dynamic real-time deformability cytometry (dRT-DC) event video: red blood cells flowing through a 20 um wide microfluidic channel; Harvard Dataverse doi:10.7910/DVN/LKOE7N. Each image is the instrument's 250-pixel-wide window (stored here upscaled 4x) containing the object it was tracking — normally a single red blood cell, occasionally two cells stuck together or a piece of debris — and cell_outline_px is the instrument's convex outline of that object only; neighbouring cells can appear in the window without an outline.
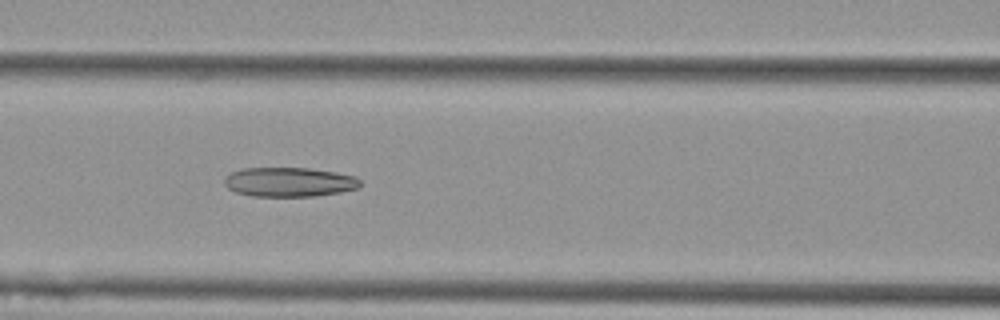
{"species": "Egyptian fruit bat (a non-hibernating species)", "species_latin": "Rousettus aegyptiacus", "temperature_condition": "cold", "stored_images_in_passage": 14, "camera_frame_rate_fps": 3000, "um_per_image_px": 0.085, "animal": {"sex": "female"}, "frame": {"image": 1, "passage_image": 7, "time_ms": 2.0, "image_size_px": [1000, 320], "cell_outline_px": [[360, 188], [340, 192], [312, 196], [252, 196], [236, 192], [228, 188], [224, 184], [224, 176], [240, 168], [308, 168], [336, 172], [352, 176], [360, 180]], "centroid_in_image_um": [24.55, 15.47], "position_along_channel_um": 142.1, "area_um2": 23.24}}
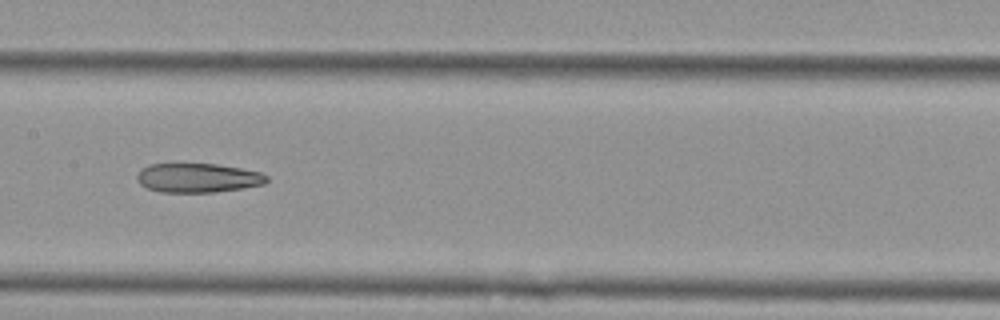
{"frame": {"image": 2, "passage_image": 8, "time_ms": 2.333, "image_size_px": [1000, 320], "cell_outline_px": [[268, 180], [264, 184], [244, 188], [216, 192], [160, 192], [148, 188], [140, 184], [136, 180], [136, 176], [140, 168], [148, 164], [216, 164], [240, 168], [260, 172], [268, 176]], "centroid_in_image_um": [16.8, 15.12], "position_along_channel_um": 190.6, "area_um2": 22.2}}
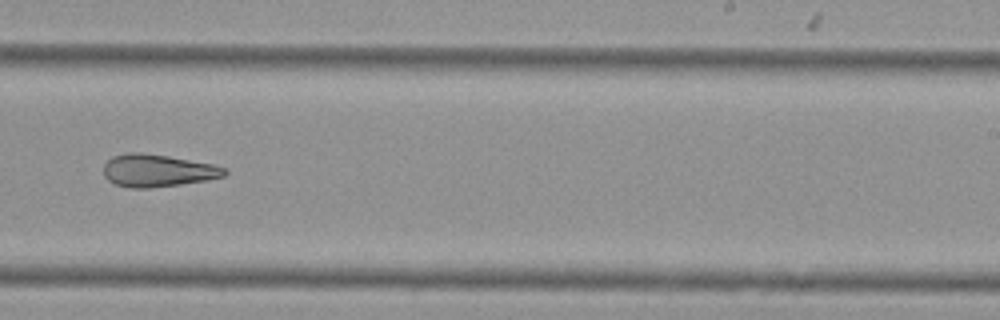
{"frame": {"image": 3, "passage_image": 10, "time_ms": 3.0, "image_size_px": [1000, 320], "cell_outline_px": [[228, 172], [224, 176], [208, 180], [180, 184], [148, 188], [132, 188], [116, 184], [108, 180], [104, 176], [104, 164], [112, 156], [128, 152], [140, 152], [168, 156], [212, 164], [228, 168]], "centroid_in_image_um": [13.4, 14.49], "position_along_channel_um": 275.6, "area_um2": 22.89}}